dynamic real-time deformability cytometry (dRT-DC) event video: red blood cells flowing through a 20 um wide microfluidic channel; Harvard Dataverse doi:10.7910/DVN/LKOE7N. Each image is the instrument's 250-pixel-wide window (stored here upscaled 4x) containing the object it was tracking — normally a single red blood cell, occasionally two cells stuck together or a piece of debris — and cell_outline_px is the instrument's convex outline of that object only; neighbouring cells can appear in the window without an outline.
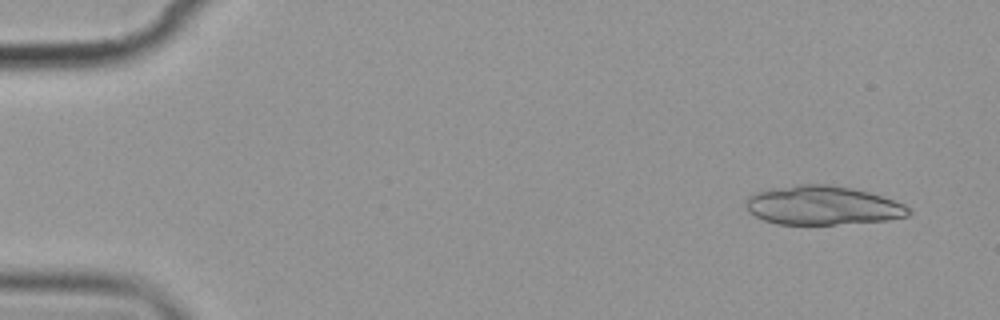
{"species": "common noctule bat (a hibernating species)", "species_latin": "Nyctalus noctula", "temperature_condition": "cold", "stored_images_in_passage": 5, "camera_frame_rate_fps": 3000, "um_per_image_px": 0.085, "animal": {"sex": "female", "body_mass_g": 19.9}, "frame": {"image": 1, "passage_image": 1, "time_ms": 0.0, "image_size_px": [1000, 320], "cell_outline_px": [[912, 212], [908, 216], [888, 220], [836, 224], [776, 224], [764, 220], [748, 212], [744, 204], [748, 196], [756, 192], [768, 188], [800, 184], [828, 184], [852, 188], [868, 192], [904, 204], [912, 208]], "centroid_in_image_um": [69.89, 17.46], "position_along_channel_um": 15.1, "area_um2": 37.11}}